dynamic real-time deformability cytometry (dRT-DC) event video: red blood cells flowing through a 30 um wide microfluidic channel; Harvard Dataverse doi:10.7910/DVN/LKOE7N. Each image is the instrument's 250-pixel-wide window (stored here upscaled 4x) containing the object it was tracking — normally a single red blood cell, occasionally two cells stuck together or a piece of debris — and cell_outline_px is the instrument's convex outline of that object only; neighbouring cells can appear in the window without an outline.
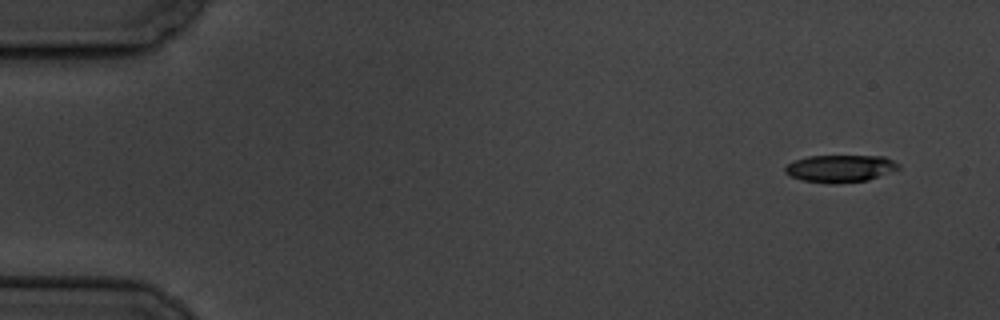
{"species": "common noctule bat (a hibernating species)", "species_latin": "Nyctalus noctula", "temperature_condition": "cold", "stored_images_in_passage": 5, "camera_frame_rate_fps": 3000, "um_per_image_px": 0.085, "animal": {"sex": "male", "body_mass_g": 19.5, "forearm_length_mm": 54.6}, "frame": {"image": 1, "passage_image": 1, "time_ms": 0.0, "image_size_px": [1000, 320], "cell_outline_px": [[900, 168], [868, 180], [800, 180], [788, 176], [784, 172], [784, 168], [788, 164], [796, 160], [808, 156], [884, 156], [900, 164]], "centroid_in_image_um": [71.42, 14.26], "position_along_channel_um": 13.6, "area_um2": 17.11}}
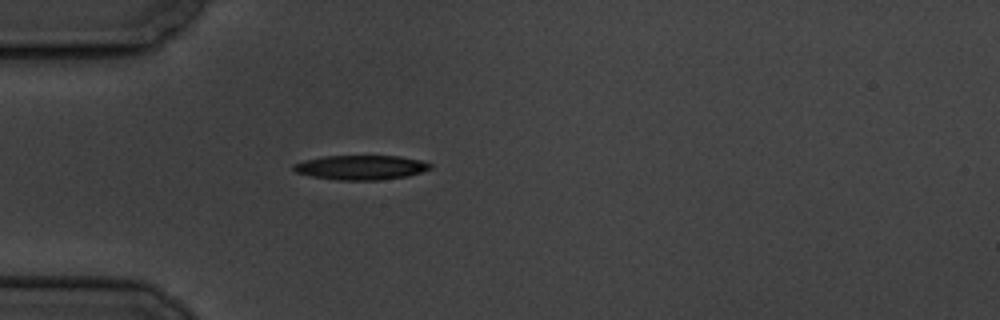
{"frame": {"image": 2, "passage_image": 5, "time_ms": 4.333, "image_size_px": [1000, 320], "cell_outline_px": [[432, 168], [408, 176], [380, 180], [336, 180], [312, 176], [296, 172], [292, 168], [292, 164], [304, 160], [324, 156], [400, 156], [424, 160], [432, 164]], "centroid_in_image_um": [30.7, 14.23], "position_along_channel_um": 54.3, "area_um2": 19.65}}